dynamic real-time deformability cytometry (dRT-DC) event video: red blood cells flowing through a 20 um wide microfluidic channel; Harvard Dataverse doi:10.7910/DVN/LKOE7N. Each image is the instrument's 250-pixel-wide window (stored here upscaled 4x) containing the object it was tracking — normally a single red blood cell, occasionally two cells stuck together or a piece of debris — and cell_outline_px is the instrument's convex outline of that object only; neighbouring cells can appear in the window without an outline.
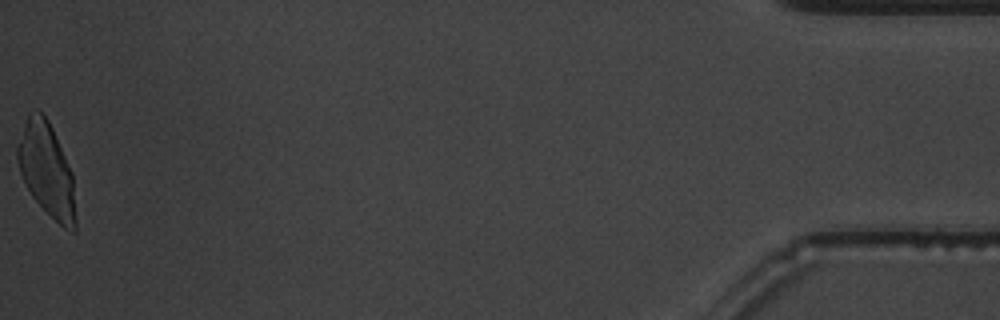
{"species": "common noctule bat (a hibernating species)", "species_latin": "Nyctalus noctula", "temperature_condition": "warm", "stored_images_in_passage": 39, "camera_frame_rate_fps": 3000, "um_per_image_px": 0.085, "animal": {"sex": "male", "body_mass_g": 19.5, "forearm_length_mm": 54.6}, "frame": {"image": 1, "passage_image": 39, "time_ms": 12.667, "image_size_px": [1000, 320], "cell_outline_px": [[76, 232], [72, 232], [64, 228], [32, 196], [20, 172], [16, 160], [16, 148], [28, 112], [32, 108], [36, 108], [48, 120], [52, 128], [72, 172], [76, 220]], "centroid_in_image_um": [3.95, 14.4], "position_along_channel_um": 431.2, "area_um2": 31.39}}